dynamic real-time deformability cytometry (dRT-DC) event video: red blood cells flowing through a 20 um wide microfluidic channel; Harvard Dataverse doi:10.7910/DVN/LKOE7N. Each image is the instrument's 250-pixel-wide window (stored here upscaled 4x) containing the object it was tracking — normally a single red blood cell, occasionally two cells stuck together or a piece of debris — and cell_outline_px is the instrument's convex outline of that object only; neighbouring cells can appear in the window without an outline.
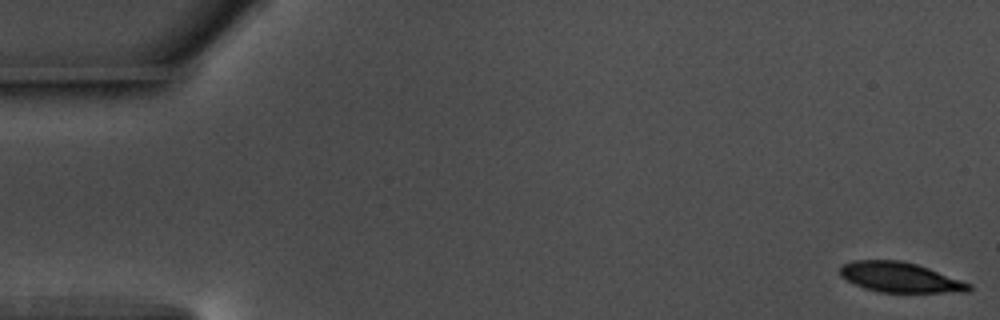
{"species": "common noctule bat (a hibernating species)", "species_latin": "Nyctalus noctula", "temperature_condition": "warm", "stored_images_in_passage": 56, "camera_frame_rate_fps": 3000, "um_per_image_px": 0.085, "animal": {"sex": "male", "body_mass_g": 17.5, "forearm_length_mm": 52.3}, "frame": {"image": 1, "passage_image": 1, "time_ms": 0.0, "image_size_px": [1000, 320], "cell_outline_px": [[972, 288], [968, 292], [880, 292], [864, 288], [840, 276], [840, 268], [844, 264], [852, 260], [900, 260], [916, 264], [928, 268], [972, 284]], "centroid_in_image_um": [76.51, 23.57], "position_along_channel_um": 8.5, "area_um2": 22.37}}
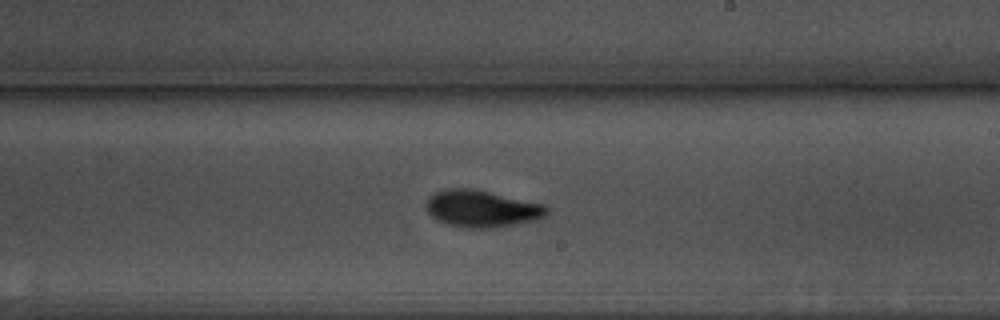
{"frame": {"image": 2, "passage_image": 33, "time_ms": 10.667, "image_size_px": [1000, 320], "cell_outline_px": [[548, 212], [540, 220], [520, 224], [492, 228], [468, 228], [448, 224], [436, 220], [428, 212], [424, 204], [428, 196], [436, 192], [448, 188], [468, 188], [488, 192], [544, 204], [548, 208]], "centroid_in_image_um": [40.95, 17.75], "position_along_channel_um": 248.1, "area_um2": 26.07}}
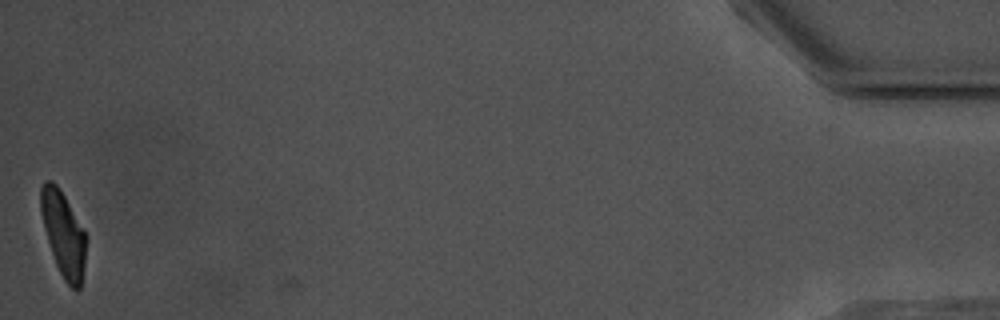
{"frame": {"image": 3, "passage_image": 56, "time_ms": 18.333, "image_size_px": [1000, 320], "cell_outline_px": [[88, 236], [84, 264], [80, 288], [76, 292], [64, 280], [56, 264], [44, 228], [40, 212], [40, 188], [44, 180], [52, 180], [60, 188]], "centroid_in_image_um": [5.4, 19.85], "position_along_channel_um": 429.8, "area_um2": 22.54}, "authors_computed_cell_mechanics": {"area_um2": 24.3049, "velocity_mm_per_s": 3.6366, "shape_relaxation_time_tau1_ms": 2.1132, "shape_relaxation_time_tau2_ms": 2.4083, "deformation_change_tau1": 0.1275, "deformation_change_tau2": 0.072}}